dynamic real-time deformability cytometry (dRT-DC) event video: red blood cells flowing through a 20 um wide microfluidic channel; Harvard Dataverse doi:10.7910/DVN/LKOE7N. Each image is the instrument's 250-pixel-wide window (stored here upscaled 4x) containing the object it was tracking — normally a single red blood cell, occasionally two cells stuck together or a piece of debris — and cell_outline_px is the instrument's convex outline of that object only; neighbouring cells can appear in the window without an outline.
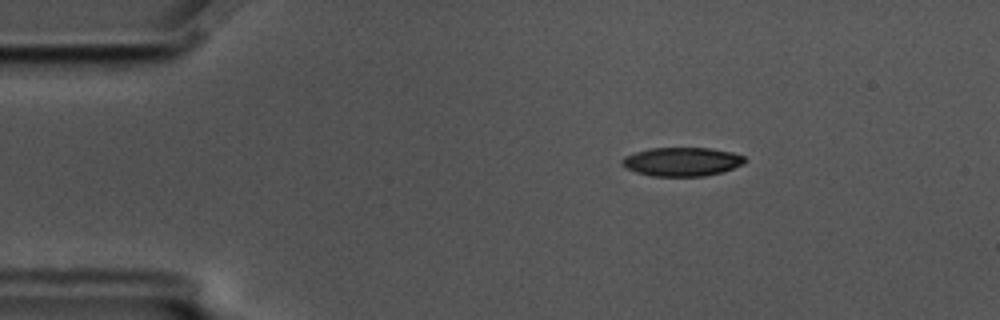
{"species": "common noctule bat (a hibernating species)", "species_latin": "Nyctalus noctula", "temperature_condition": "cold", "stored_images_in_passage": 58, "camera_frame_rate_fps": 3000, "um_per_image_px": 0.085, "animal": {"sex": "male", "body_mass_g": 17.5, "forearm_length_mm": 52.3}, "frame": {"image": 1, "passage_image": 10, "time_ms": 3.0, "image_size_px": [1000, 320], "cell_outline_px": [[744, 164], [724, 172], [704, 176], [652, 176], [636, 172], [624, 168], [620, 164], [620, 160], [624, 156], [636, 152], [652, 148], [712, 148], [732, 152], [744, 156]], "centroid_in_image_um": [57.95, 13.75], "position_along_channel_um": 27.1, "area_um2": 20.75}}
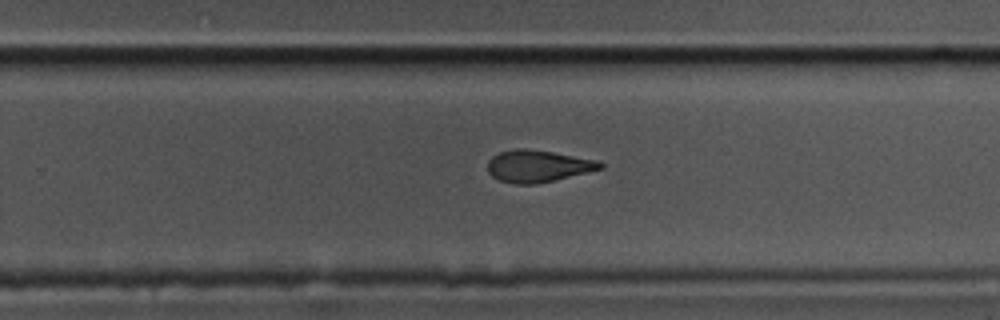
{"frame": {"image": 2, "passage_image": 37, "time_ms": 12.0, "image_size_px": [1000, 320], "cell_outline_px": [[604, 168], [588, 172], [536, 184], [512, 184], [500, 180], [492, 176], [488, 172], [488, 160], [492, 156], [500, 152], [516, 148], [524, 148], [552, 152], [596, 160], [604, 164]], "centroid_in_image_um": [45.69, 14.12], "position_along_channel_um": 284.1, "area_um2": 20.87}}
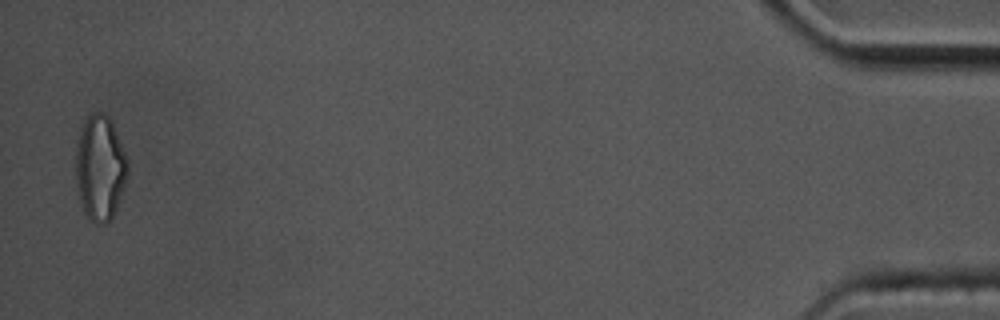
{"frame": {"image": 3, "passage_image": 57, "time_ms": 18.667, "image_size_px": [1000, 320], "cell_outline_px": [[128, 176], [116, 208], [112, 216], [104, 224], [96, 224], [88, 220], [84, 212], [80, 200], [76, 180], [76, 148], [80, 128], [84, 120], [92, 112], [104, 112], [108, 116], [112, 124], [128, 160]], "centroid_in_image_um": [8.49, 14.27], "position_along_channel_um": 426.7, "area_um2": 31.79}, "authors_computed_cell_mechanics": {"area_um2": 21.7328, "velocity_mm_per_s": 3.5016, "shape_relaxation_time_tau1_ms": 5.7286, "shape_relaxation_time_tau2_ms": 7.4827, "deformation_change_tau1": 0.1522, "deformation_change_tau2": 0.1528}}